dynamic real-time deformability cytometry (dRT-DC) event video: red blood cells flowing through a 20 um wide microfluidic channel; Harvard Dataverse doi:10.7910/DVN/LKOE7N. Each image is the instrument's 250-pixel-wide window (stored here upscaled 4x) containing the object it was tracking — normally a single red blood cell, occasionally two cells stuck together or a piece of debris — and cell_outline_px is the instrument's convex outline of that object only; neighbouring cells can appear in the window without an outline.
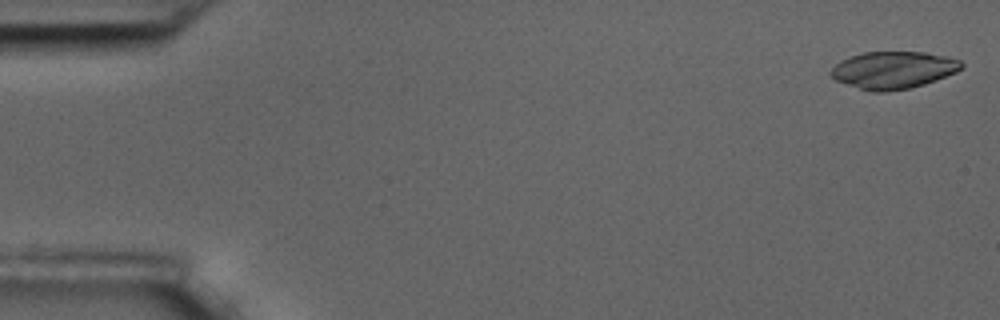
{"species": "common noctule bat (a hibernating species)", "species_latin": "Nyctalus noctula", "temperature_condition": "room temperature", "stored_images_in_passage": 6, "camera_frame_rate_fps": 3000, "um_per_image_px": 0.085, "animal": {"sex": "male", "body_mass_g": 17.5, "forearm_length_mm": 52.3}, "frame": {"image": 1, "passage_image": 1, "time_ms": 0.0, "image_size_px": [1000, 320], "cell_outline_px": [[964, 68], [956, 72], [936, 80], [924, 84], [908, 88], [884, 92], [872, 92], [836, 80], [828, 72], [840, 60], [864, 52], [924, 52], [948, 56], [960, 60], [964, 64]], "centroid_in_image_um": [75.96, 5.94], "position_along_channel_um": 9.0, "area_um2": 28.26}}